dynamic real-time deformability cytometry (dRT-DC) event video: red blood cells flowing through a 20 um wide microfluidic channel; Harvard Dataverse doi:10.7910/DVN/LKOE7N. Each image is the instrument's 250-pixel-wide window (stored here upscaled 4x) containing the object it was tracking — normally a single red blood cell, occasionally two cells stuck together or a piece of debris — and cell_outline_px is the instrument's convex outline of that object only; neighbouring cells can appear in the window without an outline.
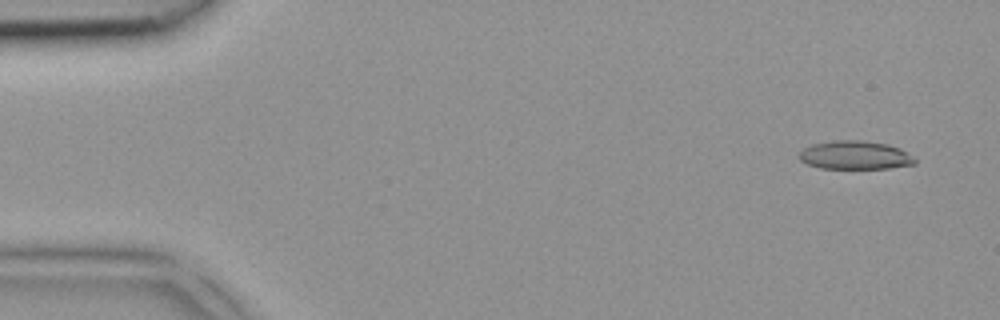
{"species": "common noctule bat (a hibernating species)", "species_latin": "Nyctalus noctula", "temperature_condition": "room temperature", "stored_images_in_passage": 3, "camera_frame_rate_fps": 3000, "um_per_image_px": 0.085, "animal": {"sex": "female", "body_mass_g": 18.4}, "frame": {"image": 1, "passage_image": 3, "time_ms": 0.667, "image_size_px": [1000, 320], "cell_outline_px": [[916, 164], [888, 168], [820, 168], [808, 164], [800, 160], [796, 156], [804, 148], [812, 144], [832, 140], [860, 140], [888, 144], [900, 148], [912, 156], [916, 160]], "centroid_in_image_um": [72.66, 13.18], "position_along_channel_um": 12.3, "area_um2": 19.25}}